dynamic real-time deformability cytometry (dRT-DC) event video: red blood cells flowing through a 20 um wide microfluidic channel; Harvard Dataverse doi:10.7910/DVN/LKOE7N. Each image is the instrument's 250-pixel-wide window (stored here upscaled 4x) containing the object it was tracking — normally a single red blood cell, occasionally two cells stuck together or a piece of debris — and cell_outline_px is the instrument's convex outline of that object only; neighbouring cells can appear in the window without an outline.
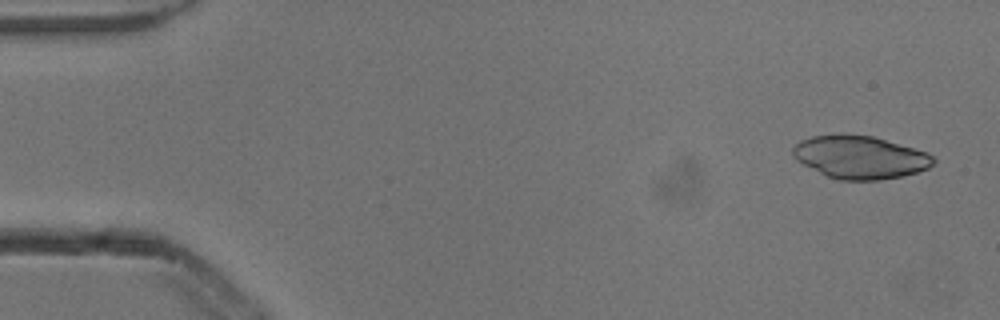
{"species": "common noctule bat (a hibernating species)", "species_latin": "Nyctalus noctula", "temperature_condition": "cold", "stored_images_in_passage": 5, "camera_frame_rate_fps": 3000, "um_per_image_px": 0.085, "animal": {"sex": "male", "body_mass_g": 13.3}, "frame": {"image": 1, "passage_image": 1, "time_ms": 0.0, "image_size_px": [1000, 320], "cell_outline_px": [[936, 160], [928, 168], [904, 176], [880, 180], [840, 180], [828, 176], [796, 160], [792, 156], [792, 148], [800, 140], [812, 136], [840, 132], [844, 132], [872, 136], [928, 152]], "centroid_in_image_um": [73.08, 13.34], "position_along_channel_um": 11.9, "area_um2": 35.43}}